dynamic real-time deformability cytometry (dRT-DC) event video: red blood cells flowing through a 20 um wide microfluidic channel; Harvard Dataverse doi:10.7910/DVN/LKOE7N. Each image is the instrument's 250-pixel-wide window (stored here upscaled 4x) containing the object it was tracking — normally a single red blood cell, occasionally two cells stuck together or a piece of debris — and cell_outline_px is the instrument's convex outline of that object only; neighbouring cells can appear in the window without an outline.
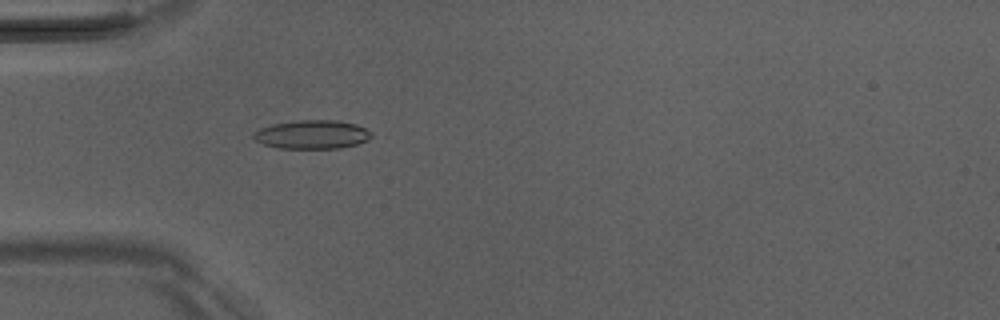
{"species": "Egyptian fruit bat (a non-hibernating species)", "species_latin": "Rousettus aegyptiacus", "temperature_condition": "room temperature", "stored_images_in_passage": 38, "camera_frame_rate_fps": 3000, "um_per_image_px": 0.085, "animal": {"sex": "male"}, "frame": {"image": 1, "passage_image": 3, "time_ms": 0.667, "image_size_px": [1000, 320], "cell_outline_px": [[372, 136], [368, 140], [356, 144], [340, 148], [280, 148], [264, 144], [256, 140], [252, 136], [252, 132], [260, 128], [272, 124], [300, 120], [336, 120], [356, 124], [372, 132]], "centroid_in_image_um": [26.53, 11.43], "position_along_channel_um": 58.5, "area_um2": 19.65}}
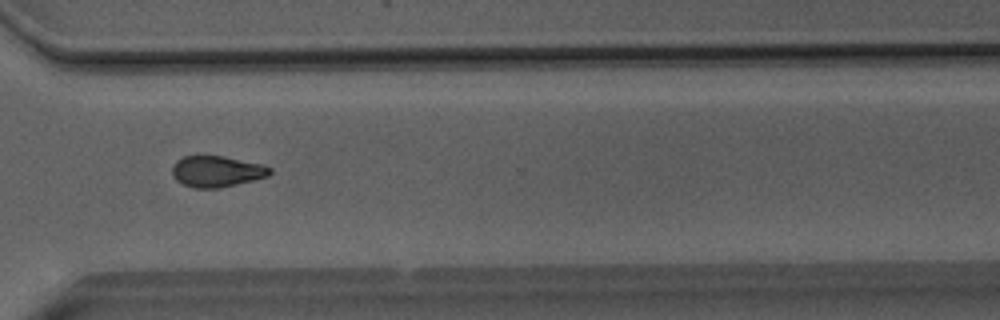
{"frame": {"image": 2, "passage_image": 25, "time_ms": 8.0, "image_size_px": [1000, 320], "cell_outline_px": [[272, 172], [268, 176], [220, 188], [196, 188], [184, 184], [176, 180], [172, 176], [172, 168], [176, 160], [184, 156], [224, 156], [264, 164], [272, 168]], "centroid_in_image_um": [18.43, 14.56], "position_along_channel_um": 352.2, "area_um2": 17.74}}
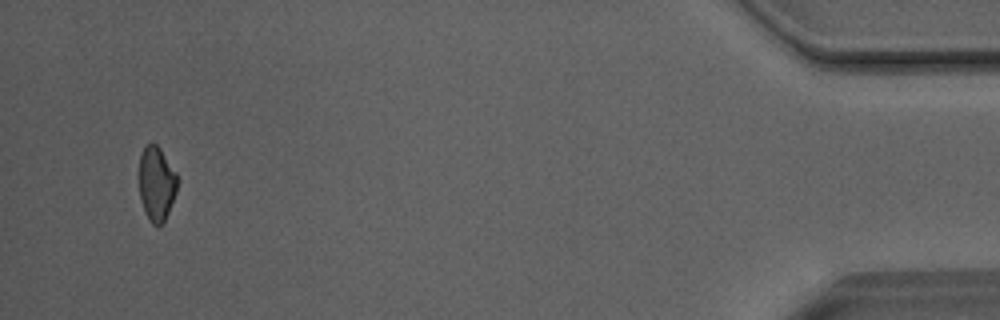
{"frame": {"image": 3, "passage_image": 36, "time_ms": 11.667, "image_size_px": [1000, 320], "cell_outline_px": [[180, 180], [176, 192], [168, 212], [164, 220], [160, 224], [152, 224], [148, 220], [144, 212], [140, 200], [140, 152], [144, 144], [156, 144], [160, 148], [176, 172]], "centroid_in_image_um": [13.31, 15.59], "position_along_channel_um": 421.9, "area_um2": 16.7}, "authors_computed_cell_mechanics": {"area_um2": 17.918, "velocity_mm_per_s": 4.0723, "shape_relaxation_time_tau1_ms": 7.8797, "shape_relaxation_time_tau2_ms": 3.2697, "deformation_change_tau1": 0.1834, "deformation_change_tau2": 0.1}}